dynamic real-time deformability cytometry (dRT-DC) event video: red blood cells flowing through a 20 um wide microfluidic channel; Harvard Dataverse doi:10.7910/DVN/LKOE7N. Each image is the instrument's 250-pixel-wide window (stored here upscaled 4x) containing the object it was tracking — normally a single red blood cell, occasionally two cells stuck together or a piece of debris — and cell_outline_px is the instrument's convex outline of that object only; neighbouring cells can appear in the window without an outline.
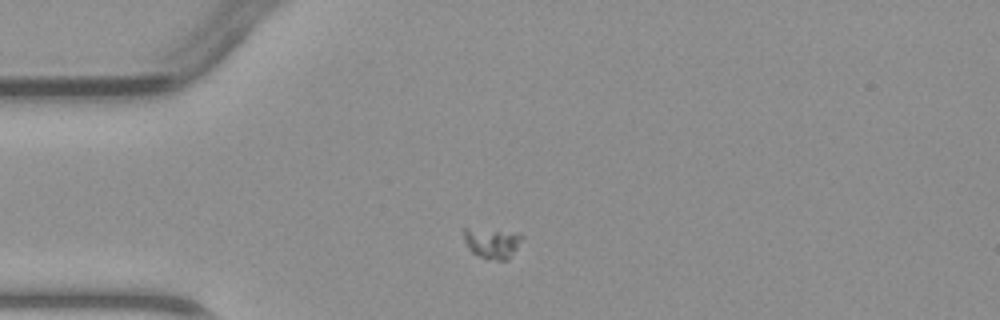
{"species": "common noctule bat (a hibernating species)", "species_latin": "Nyctalus noctula", "temperature_condition": "warm", "stored_images_in_passage": 2, "camera_frame_rate_fps": 3000, "um_per_image_px": 0.085, "animal": {"sex": "male", "body_mass_g": 23.1, "forearm_length_mm": 52.7}, "frame": {"image": 1, "passage_image": 1, "time_ms": 0.0, "image_size_px": [1000, 320], "cell_outline_px": [[524, 236], [508, 260], [488, 260], [476, 256], [472, 252], [464, 240], [464, 228], [468, 228], [512, 232]], "centroid_in_image_um": [41.81, 20.68], "position_along_channel_um": 43.2, "area_um2": 10.17}}